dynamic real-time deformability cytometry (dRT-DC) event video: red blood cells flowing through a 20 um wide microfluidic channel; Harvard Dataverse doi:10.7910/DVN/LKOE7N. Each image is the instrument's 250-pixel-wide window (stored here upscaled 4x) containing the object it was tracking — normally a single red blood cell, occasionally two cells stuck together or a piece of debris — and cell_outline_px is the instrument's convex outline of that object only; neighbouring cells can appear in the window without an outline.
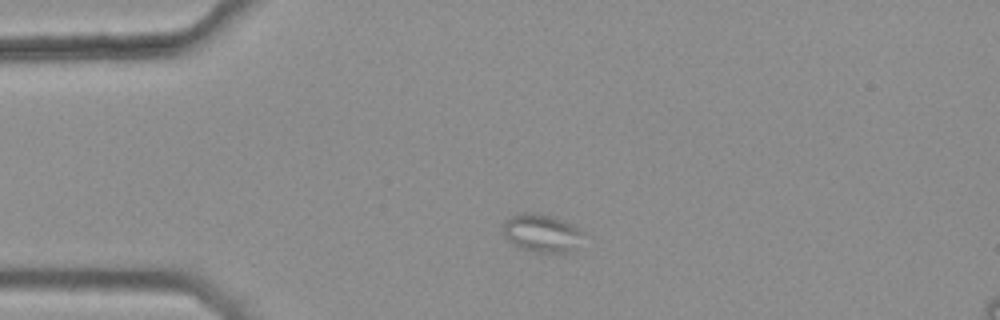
{"species": "common noctule bat (a hibernating species)", "species_latin": "Nyctalus noctula", "temperature_condition": "warm", "stored_images_in_passage": 4, "camera_frame_rate_fps": 3000, "um_per_image_px": 0.085, "animal": {"sex": "female", "body_mass_g": 25.1}, "frame": {"image": 1, "passage_image": 2, "time_ms": 0.333, "image_size_px": [1000, 320], "cell_outline_px": [[584, 232], [576, 248], [572, 252], [540, 252], [520, 248], [512, 244], [508, 240], [504, 232], [504, 220], [520, 212], [536, 212], [552, 216]], "centroid_in_image_um": [46.02, 19.8], "position_along_channel_um": 39.0, "area_um2": 17.51}}